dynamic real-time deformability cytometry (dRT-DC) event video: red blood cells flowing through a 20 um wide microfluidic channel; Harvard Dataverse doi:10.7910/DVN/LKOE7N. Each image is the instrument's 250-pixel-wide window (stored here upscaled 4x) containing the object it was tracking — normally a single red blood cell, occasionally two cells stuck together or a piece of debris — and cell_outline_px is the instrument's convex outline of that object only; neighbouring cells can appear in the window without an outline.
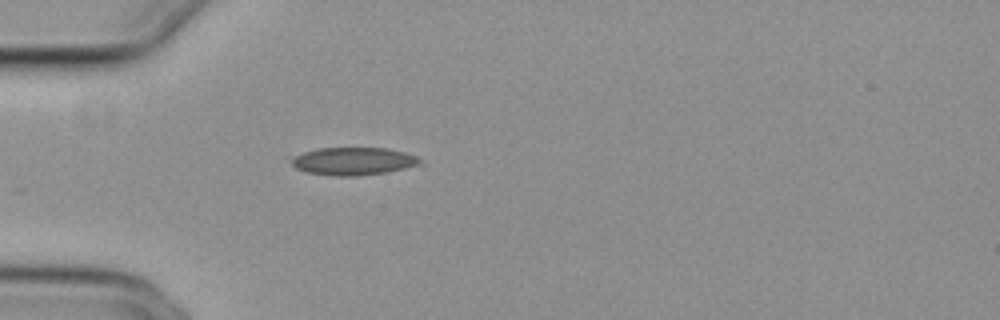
{"species": "common noctule bat (a hibernating species)", "species_latin": "Nyctalus noctula", "temperature_condition": "cold", "stored_images_in_passage": 4, "camera_frame_rate_fps": 3000, "um_per_image_px": 0.085, "animal": {"sex": "female", "body_mass_g": 29.2, "forearm_length_mm": 56.3}, "frame": {"image": 1, "passage_image": 1, "time_ms": 0.0, "image_size_px": [1000, 320], "cell_outline_px": [[424, 164], [384, 172], [352, 176], [336, 176], [304, 172], [296, 168], [292, 164], [292, 160], [296, 156], [304, 152], [316, 148], [388, 148], [404, 152], [416, 156]], "centroid_in_image_um": [30.04, 13.7], "position_along_channel_um": 55.0, "area_um2": 20.58}}